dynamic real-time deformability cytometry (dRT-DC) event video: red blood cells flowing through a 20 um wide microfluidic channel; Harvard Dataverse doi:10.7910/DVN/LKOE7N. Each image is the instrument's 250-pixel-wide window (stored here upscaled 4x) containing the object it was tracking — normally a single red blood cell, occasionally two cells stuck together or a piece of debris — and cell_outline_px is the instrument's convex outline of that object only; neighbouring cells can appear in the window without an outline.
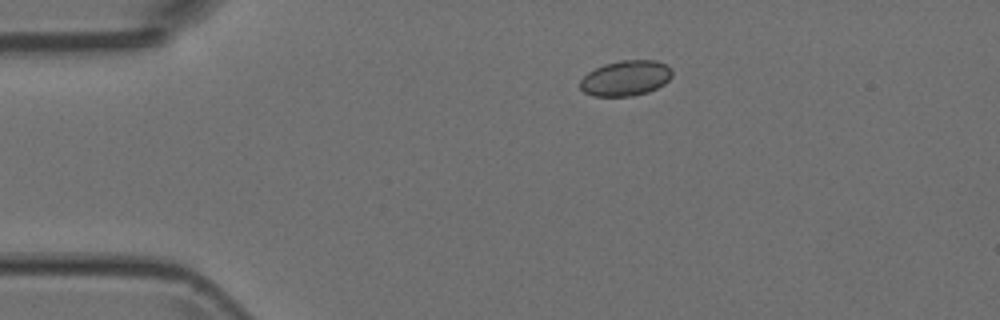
{"species": "Egyptian fruit bat (a non-hibernating species)", "species_latin": "Rousettus aegyptiacus", "temperature_condition": "room temperature", "stored_images_in_passage": 3, "camera_frame_rate_fps": 3000, "um_per_image_px": 0.085, "animal": {"sex": "female"}, "frame": {"image": 1, "passage_image": 1, "time_ms": 0.0, "image_size_px": [1000, 320], "cell_outline_px": [[672, 76], [664, 84], [648, 92], [632, 96], [592, 96], [584, 92], [580, 88], [580, 80], [588, 72], [604, 64], [620, 60], [656, 60], [672, 68]], "centroid_in_image_um": [53.18, 6.64], "position_along_channel_um": 31.8, "area_um2": 19.02}}
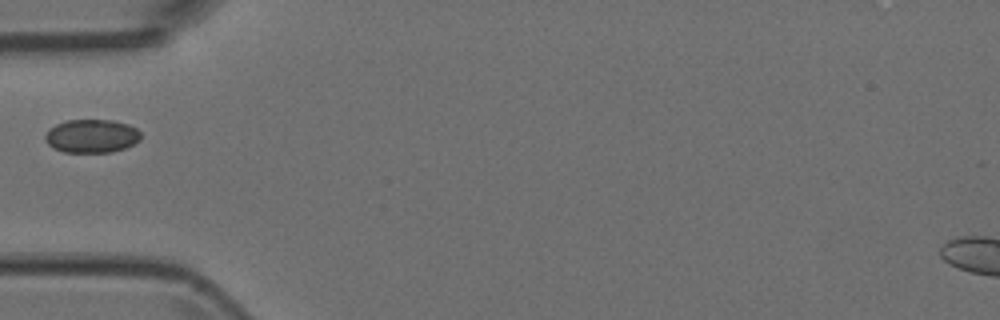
{"frame": {"image": 2, "passage_image": 3, "time_ms": 0.667, "image_size_px": [1000, 320], "cell_outline_px": [[140, 140], [124, 148], [112, 152], [64, 152], [48, 144], [44, 140], [44, 136], [48, 128], [56, 124], [68, 120], [112, 120], [128, 124], [136, 128], [140, 132]], "centroid_in_image_um": [7.77, 11.55], "position_along_channel_um": 77.2, "area_um2": 18.61}}